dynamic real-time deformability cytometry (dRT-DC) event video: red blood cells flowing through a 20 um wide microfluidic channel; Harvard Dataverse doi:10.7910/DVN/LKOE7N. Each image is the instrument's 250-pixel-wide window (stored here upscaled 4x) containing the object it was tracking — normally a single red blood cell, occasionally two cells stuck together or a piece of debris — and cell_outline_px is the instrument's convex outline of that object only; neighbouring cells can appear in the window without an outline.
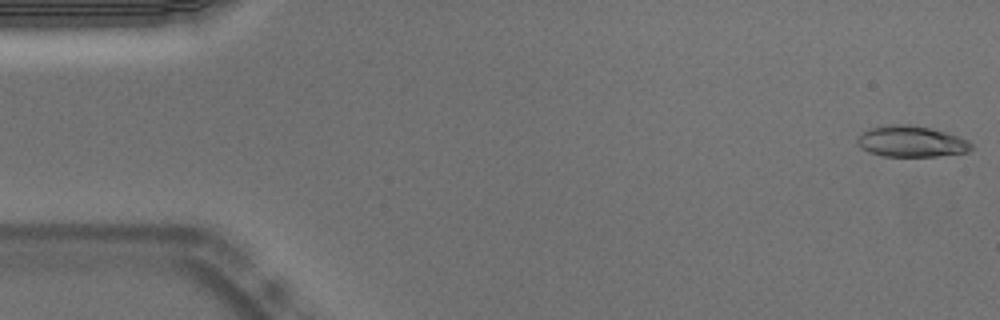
{"species": "Egyptian fruit bat (a non-hibernating species)", "species_latin": "Rousettus aegyptiacus", "temperature_condition": "warm", "stored_images_in_passage": 54, "segment_of_instrument_passage": [1, 2], "camera_frame_rate_fps": 3000, "um_per_image_px": 0.085, "animal": {"sex": "male"}, "frame": {"image": 1, "passage_image": 1, "time_ms": 0.0, "image_size_px": [1000, 320], "cell_outline_px": [[972, 148], [968, 152], [936, 156], [884, 156], [868, 152], [860, 148], [856, 140], [856, 136], [868, 128], [888, 124], [908, 124], [948, 132], [960, 136], [968, 140], [972, 144]], "centroid_in_image_um": [77.43, 12.01], "position_along_channel_um": 7.6, "area_um2": 20.92}}
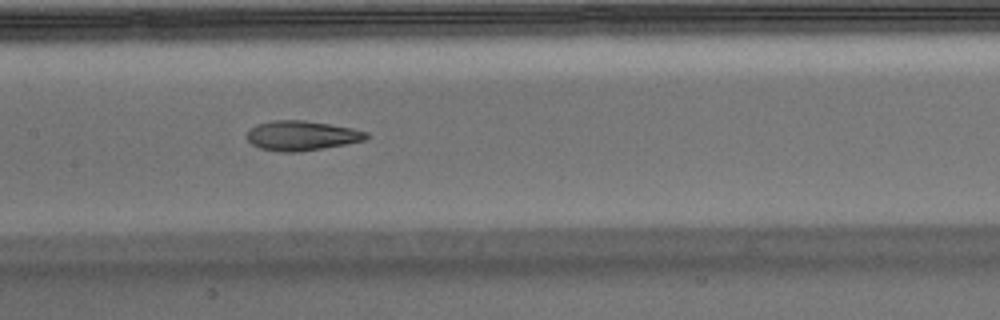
{"frame": {"image": 2, "passage_image": 25, "time_ms": 8.0, "image_size_px": [1000, 320], "cell_outline_px": [[368, 136], [364, 140], [324, 148], [300, 152], [280, 152], [260, 148], [252, 144], [244, 136], [256, 124], [272, 120], [304, 120], [352, 128], [368, 132]], "centroid_in_image_um": [25.6, 11.53], "position_along_channel_um": 181.8, "area_um2": 20.63}}
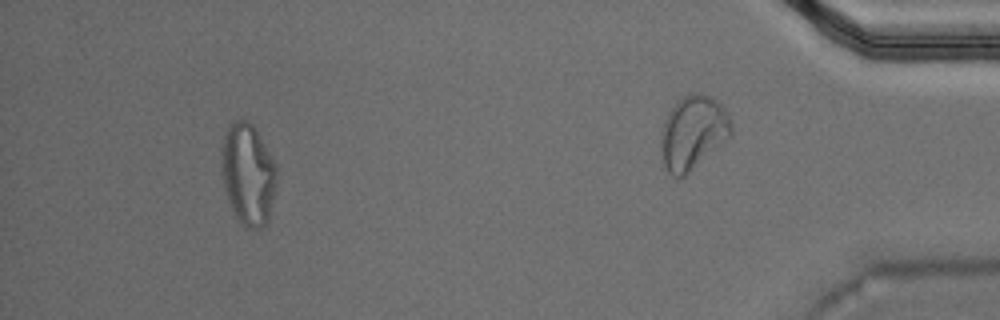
{"frame": {"image": 3, "passage_image": 49, "time_ms": 16.0, "image_size_px": [1000, 320], "cell_outline_px": [[276, 184], [268, 220], [260, 228], [244, 228], [240, 224], [224, 192], [220, 168], [220, 148], [228, 124], [232, 120], [248, 120], [252, 124], [276, 164]], "centroid_in_image_um": [21.03, 14.79], "position_along_channel_um": 414.2, "area_um2": 33.0}}